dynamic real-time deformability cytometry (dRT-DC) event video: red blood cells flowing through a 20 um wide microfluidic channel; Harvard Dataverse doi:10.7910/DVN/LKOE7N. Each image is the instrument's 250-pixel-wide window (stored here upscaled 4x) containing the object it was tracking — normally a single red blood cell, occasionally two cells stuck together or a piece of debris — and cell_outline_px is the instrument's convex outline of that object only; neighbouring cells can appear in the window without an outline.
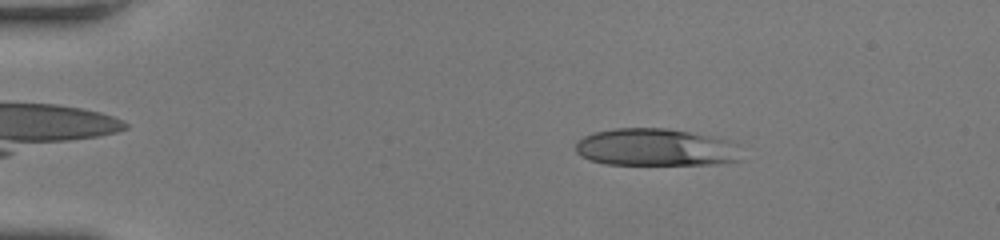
{"species": "human", "species_latin": "Homo sapiens", "temperature_condition": "room temperature", "stored_images_in_passage": 24, "camera_frame_rate_fps": 3000, "um_per_image_px": 0.085, "donor": {"sex": "female"}, "frame": {"image": 1, "passage_image": 5, "time_ms": 1.333, "image_size_px": [1000, 240], "cell_outline_px": [[740, 160], [716, 164], [604, 164], [588, 160], [580, 156], [576, 152], [576, 144], [584, 136], [596, 132], [616, 128], [668, 128], [712, 136], [728, 140]], "centroid_in_image_um": [55.63, 12.53], "position_along_channel_um": 29.4, "area_um2": 35.6}}
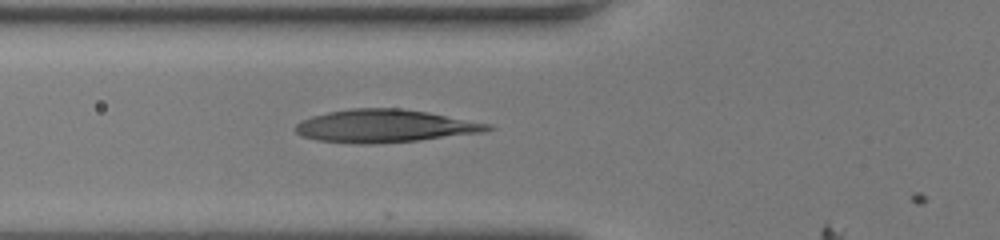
{"frame": {"image": 2, "passage_image": 16, "time_ms": 5.0, "image_size_px": [1000, 240], "cell_outline_px": [[496, 128], [484, 132], [420, 140], [372, 144], [356, 144], [316, 140], [300, 136], [296, 132], [296, 124], [312, 116], [328, 112], [352, 108], [400, 108], [428, 112], [492, 124]], "centroid_in_image_um": [32.74, 10.71], "position_along_channel_um": 93.1, "area_um2": 36.88}}
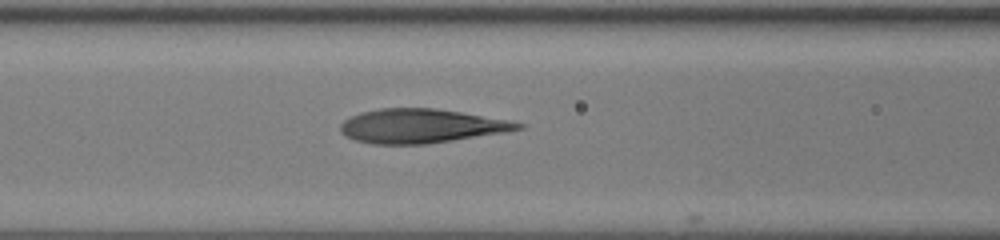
{"frame": {"image": 3, "passage_image": 19, "time_ms": 6.0, "image_size_px": [1000, 240], "cell_outline_px": [[524, 128], [508, 132], [424, 144], [372, 144], [356, 140], [344, 136], [340, 132], [340, 124], [344, 120], [360, 112], [380, 108], [432, 108], [460, 112], [508, 120], [524, 124]], "centroid_in_image_um": [35.76, 10.71], "position_along_channel_um": 130.8, "area_um2": 35.14}}